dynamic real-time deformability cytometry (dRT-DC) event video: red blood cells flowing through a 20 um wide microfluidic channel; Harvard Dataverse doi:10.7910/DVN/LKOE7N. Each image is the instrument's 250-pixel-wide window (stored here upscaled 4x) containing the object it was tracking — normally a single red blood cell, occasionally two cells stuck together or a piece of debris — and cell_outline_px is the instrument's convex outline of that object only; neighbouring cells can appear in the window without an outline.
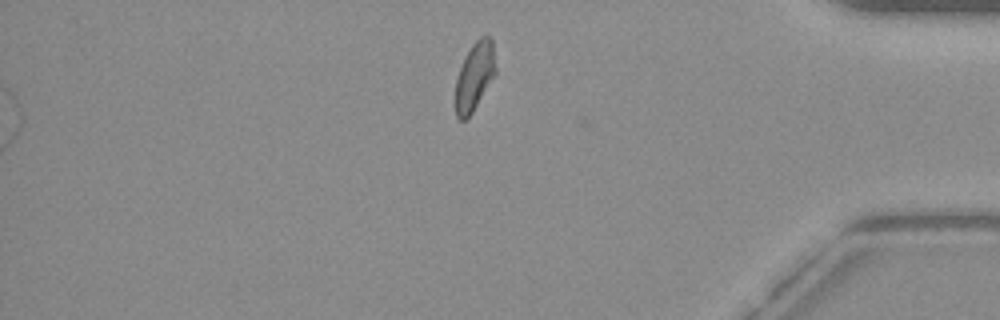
{"species": "common noctule bat (a hibernating species)", "species_latin": "Nyctalus noctula", "temperature_condition": "warm", "stored_images_in_passage": 51, "segment_of_instrument_passage": [2, 2], "camera_frame_rate_fps": 3000, "um_per_image_px": 0.085, "animal": {"sex": "female", "body_mass_g": 19.3, "forearm_length_mm": 54.1}, "frame": {"image": 1, "passage_image": 51, "time_ms": 16.667, "image_size_px": [1000, 320], "cell_outline_px": [[496, 76], [472, 112], [464, 120], [460, 120], [456, 116], [456, 80], [460, 68], [472, 44], [480, 36], [492, 36], [496, 68]], "centroid_in_image_um": [40.38, 6.47], "position_along_channel_um": 394.8, "area_um2": 15.95}}